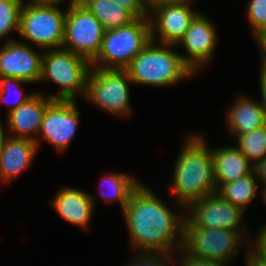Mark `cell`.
<instances>
[{
	"label": "cell",
	"mask_w": 266,
	"mask_h": 266,
	"mask_svg": "<svg viewBox=\"0 0 266 266\" xmlns=\"http://www.w3.org/2000/svg\"><path fill=\"white\" fill-rule=\"evenodd\" d=\"M52 101L43 92L37 91L27 102L9 112L6 119L8 135L36 141L44 112Z\"/></svg>",
	"instance_id": "16"
},
{
	"label": "cell",
	"mask_w": 266,
	"mask_h": 266,
	"mask_svg": "<svg viewBox=\"0 0 266 266\" xmlns=\"http://www.w3.org/2000/svg\"><path fill=\"white\" fill-rule=\"evenodd\" d=\"M246 6L247 21L255 37L260 31L266 30V0H249Z\"/></svg>",
	"instance_id": "26"
},
{
	"label": "cell",
	"mask_w": 266,
	"mask_h": 266,
	"mask_svg": "<svg viewBox=\"0 0 266 266\" xmlns=\"http://www.w3.org/2000/svg\"><path fill=\"white\" fill-rule=\"evenodd\" d=\"M178 256L176 260L178 266H229L222 261L185 256L181 251L178 252Z\"/></svg>",
	"instance_id": "30"
},
{
	"label": "cell",
	"mask_w": 266,
	"mask_h": 266,
	"mask_svg": "<svg viewBox=\"0 0 266 266\" xmlns=\"http://www.w3.org/2000/svg\"><path fill=\"white\" fill-rule=\"evenodd\" d=\"M25 83L29 84L28 82H25L22 79L11 78V77L0 78V104L5 103L6 105H8L7 114L15 110L18 106L27 102L31 97L35 95L36 93L35 91L29 94L23 93L21 87L22 84L25 85ZM10 94L16 96L15 97L16 99L13 98L15 101L13 99L11 101L8 99L12 97Z\"/></svg>",
	"instance_id": "25"
},
{
	"label": "cell",
	"mask_w": 266,
	"mask_h": 266,
	"mask_svg": "<svg viewBox=\"0 0 266 266\" xmlns=\"http://www.w3.org/2000/svg\"><path fill=\"white\" fill-rule=\"evenodd\" d=\"M228 229L194 227L186 218L183 225L181 252L185 256L222 261L227 264L246 246L250 236ZM247 237V238H246Z\"/></svg>",
	"instance_id": "6"
},
{
	"label": "cell",
	"mask_w": 266,
	"mask_h": 266,
	"mask_svg": "<svg viewBox=\"0 0 266 266\" xmlns=\"http://www.w3.org/2000/svg\"><path fill=\"white\" fill-rule=\"evenodd\" d=\"M193 5L160 3L149 9L151 40L176 45L199 14Z\"/></svg>",
	"instance_id": "12"
},
{
	"label": "cell",
	"mask_w": 266,
	"mask_h": 266,
	"mask_svg": "<svg viewBox=\"0 0 266 266\" xmlns=\"http://www.w3.org/2000/svg\"><path fill=\"white\" fill-rule=\"evenodd\" d=\"M253 169L257 179L259 180V183H266V158L257 162Z\"/></svg>",
	"instance_id": "33"
},
{
	"label": "cell",
	"mask_w": 266,
	"mask_h": 266,
	"mask_svg": "<svg viewBox=\"0 0 266 266\" xmlns=\"http://www.w3.org/2000/svg\"><path fill=\"white\" fill-rule=\"evenodd\" d=\"M131 83L125 70L92 67L84 99L111 116L128 118L133 115L129 89Z\"/></svg>",
	"instance_id": "8"
},
{
	"label": "cell",
	"mask_w": 266,
	"mask_h": 266,
	"mask_svg": "<svg viewBox=\"0 0 266 266\" xmlns=\"http://www.w3.org/2000/svg\"><path fill=\"white\" fill-rule=\"evenodd\" d=\"M215 23L204 13H199L191 22L177 47H183L186 54L180 52L183 61L199 74L201 69L212 60L216 45H218V33Z\"/></svg>",
	"instance_id": "13"
},
{
	"label": "cell",
	"mask_w": 266,
	"mask_h": 266,
	"mask_svg": "<svg viewBox=\"0 0 266 266\" xmlns=\"http://www.w3.org/2000/svg\"><path fill=\"white\" fill-rule=\"evenodd\" d=\"M4 131L5 130L3 129V125H2L1 119H0V151L4 145L5 139L8 137L7 131H5L6 133Z\"/></svg>",
	"instance_id": "37"
},
{
	"label": "cell",
	"mask_w": 266,
	"mask_h": 266,
	"mask_svg": "<svg viewBox=\"0 0 266 266\" xmlns=\"http://www.w3.org/2000/svg\"><path fill=\"white\" fill-rule=\"evenodd\" d=\"M100 180V196L98 197L107 204L119 202L122 211L126 207L132 192L141 184L138 178L123 172H106Z\"/></svg>",
	"instance_id": "20"
},
{
	"label": "cell",
	"mask_w": 266,
	"mask_h": 266,
	"mask_svg": "<svg viewBox=\"0 0 266 266\" xmlns=\"http://www.w3.org/2000/svg\"><path fill=\"white\" fill-rule=\"evenodd\" d=\"M29 2L37 4H65L67 2V7L72 6L73 4H78L81 0H29Z\"/></svg>",
	"instance_id": "34"
},
{
	"label": "cell",
	"mask_w": 266,
	"mask_h": 266,
	"mask_svg": "<svg viewBox=\"0 0 266 266\" xmlns=\"http://www.w3.org/2000/svg\"><path fill=\"white\" fill-rule=\"evenodd\" d=\"M129 11L135 18L149 17V9L145 0H111Z\"/></svg>",
	"instance_id": "29"
},
{
	"label": "cell",
	"mask_w": 266,
	"mask_h": 266,
	"mask_svg": "<svg viewBox=\"0 0 266 266\" xmlns=\"http://www.w3.org/2000/svg\"><path fill=\"white\" fill-rule=\"evenodd\" d=\"M212 149L217 189L224 183L238 181L254 171V165L235 146Z\"/></svg>",
	"instance_id": "19"
},
{
	"label": "cell",
	"mask_w": 266,
	"mask_h": 266,
	"mask_svg": "<svg viewBox=\"0 0 266 266\" xmlns=\"http://www.w3.org/2000/svg\"><path fill=\"white\" fill-rule=\"evenodd\" d=\"M145 2L147 4L148 9H150L151 7L157 4L165 2L191 5L193 3V0H145Z\"/></svg>",
	"instance_id": "36"
},
{
	"label": "cell",
	"mask_w": 266,
	"mask_h": 266,
	"mask_svg": "<svg viewBox=\"0 0 266 266\" xmlns=\"http://www.w3.org/2000/svg\"><path fill=\"white\" fill-rule=\"evenodd\" d=\"M246 253L245 266H266V262L256 258L248 249Z\"/></svg>",
	"instance_id": "35"
},
{
	"label": "cell",
	"mask_w": 266,
	"mask_h": 266,
	"mask_svg": "<svg viewBox=\"0 0 266 266\" xmlns=\"http://www.w3.org/2000/svg\"><path fill=\"white\" fill-rule=\"evenodd\" d=\"M235 146L253 164L266 158V125L235 136Z\"/></svg>",
	"instance_id": "23"
},
{
	"label": "cell",
	"mask_w": 266,
	"mask_h": 266,
	"mask_svg": "<svg viewBox=\"0 0 266 266\" xmlns=\"http://www.w3.org/2000/svg\"><path fill=\"white\" fill-rule=\"evenodd\" d=\"M65 10L57 4H37L24 1L20 14L19 36L27 44L42 50L62 48L65 38Z\"/></svg>",
	"instance_id": "7"
},
{
	"label": "cell",
	"mask_w": 266,
	"mask_h": 266,
	"mask_svg": "<svg viewBox=\"0 0 266 266\" xmlns=\"http://www.w3.org/2000/svg\"><path fill=\"white\" fill-rule=\"evenodd\" d=\"M247 247L250 248L249 251L260 260L266 262V225L262 226L261 229L257 232L256 237L254 238V242L252 243L251 239L247 240Z\"/></svg>",
	"instance_id": "28"
},
{
	"label": "cell",
	"mask_w": 266,
	"mask_h": 266,
	"mask_svg": "<svg viewBox=\"0 0 266 266\" xmlns=\"http://www.w3.org/2000/svg\"><path fill=\"white\" fill-rule=\"evenodd\" d=\"M225 113L226 127L233 137L248 133L266 125V116L261 101L249 95H238L233 98Z\"/></svg>",
	"instance_id": "18"
},
{
	"label": "cell",
	"mask_w": 266,
	"mask_h": 266,
	"mask_svg": "<svg viewBox=\"0 0 266 266\" xmlns=\"http://www.w3.org/2000/svg\"><path fill=\"white\" fill-rule=\"evenodd\" d=\"M172 255L176 254L160 251H137L136 257H133L127 266H170L171 264L176 266V259Z\"/></svg>",
	"instance_id": "27"
},
{
	"label": "cell",
	"mask_w": 266,
	"mask_h": 266,
	"mask_svg": "<svg viewBox=\"0 0 266 266\" xmlns=\"http://www.w3.org/2000/svg\"><path fill=\"white\" fill-rule=\"evenodd\" d=\"M37 151L38 145L35 141L8 135L0 151V182H12V179L15 180L29 169Z\"/></svg>",
	"instance_id": "17"
},
{
	"label": "cell",
	"mask_w": 266,
	"mask_h": 266,
	"mask_svg": "<svg viewBox=\"0 0 266 266\" xmlns=\"http://www.w3.org/2000/svg\"><path fill=\"white\" fill-rule=\"evenodd\" d=\"M91 62L72 51L58 48L44 50L40 82H54L57 93H48L53 100H77L85 96ZM80 94V95H79Z\"/></svg>",
	"instance_id": "4"
},
{
	"label": "cell",
	"mask_w": 266,
	"mask_h": 266,
	"mask_svg": "<svg viewBox=\"0 0 266 266\" xmlns=\"http://www.w3.org/2000/svg\"><path fill=\"white\" fill-rule=\"evenodd\" d=\"M80 3L101 22L105 31L126 26L136 19L111 0H81Z\"/></svg>",
	"instance_id": "21"
},
{
	"label": "cell",
	"mask_w": 266,
	"mask_h": 266,
	"mask_svg": "<svg viewBox=\"0 0 266 266\" xmlns=\"http://www.w3.org/2000/svg\"><path fill=\"white\" fill-rule=\"evenodd\" d=\"M150 41L149 17L136 18L126 26L107 30L103 36L100 52L91 62V66L124 70Z\"/></svg>",
	"instance_id": "5"
},
{
	"label": "cell",
	"mask_w": 266,
	"mask_h": 266,
	"mask_svg": "<svg viewBox=\"0 0 266 266\" xmlns=\"http://www.w3.org/2000/svg\"><path fill=\"white\" fill-rule=\"evenodd\" d=\"M259 86L261 93V103L266 116V70L259 69Z\"/></svg>",
	"instance_id": "32"
},
{
	"label": "cell",
	"mask_w": 266,
	"mask_h": 266,
	"mask_svg": "<svg viewBox=\"0 0 266 266\" xmlns=\"http://www.w3.org/2000/svg\"><path fill=\"white\" fill-rule=\"evenodd\" d=\"M76 100H53L46 108L35 141L38 148L44 139L59 153L67 151L80 123Z\"/></svg>",
	"instance_id": "10"
},
{
	"label": "cell",
	"mask_w": 266,
	"mask_h": 266,
	"mask_svg": "<svg viewBox=\"0 0 266 266\" xmlns=\"http://www.w3.org/2000/svg\"><path fill=\"white\" fill-rule=\"evenodd\" d=\"M105 29L81 3L67 7L62 48L92 62L100 52Z\"/></svg>",
	"instance_id": "9"
},
{
	"label": "cell",
	"mask_w": 266,
	"mask_h": 266,
	"mask_svg": "<svg viewBox=\"0 0 266 266\" xmlns=\"http://www.w3.org/2000/svg\"><path fill=\"white\" fill-rule=\"evenodd\" d=\"M262 184L260 190L262 189V192L260 191V193L262 194L261 196H263V200H264V205H266V183H259Z\"/></svg>",
	"instance_id": "38"
},
{
	"label": "cell",
	"mask_w": 266,
	"mask_h": 266,
	"mask_svg": "<svg viewBox=\"0 0 266 266\" xmlns=\"http://www.w3.org/2000/svg\"><path fill=\"white\" fill-rule=\"evenodd\" d=\"M175 47L174 44H161L151 40L124 69L132 84L170 87L193 77L195 73L183 61L180 53L174 50Z\"/></svg>",
	"instance_id": "3"
},
{
	"label": "cell",
	"mask_w": 266,
	"mask_h": 266,
	"mask_svg": "<svg viewBox=\"0 0 266 266\" xmlns=\"http://www.w3.org/2000/svg\"><path fill=\"white\" fill-rule=\"evenodd\" d=\"M30 46L16 39L4 42L0 47V78H17L30 84L40 82L44 50L37 52Z\"/></svg>",
	"instance_id": "14"
},
{
	"label": "cell",
	"mask_w": 266,
	"mask_h": 266,
	"mask_svg": "<svg viewBox=\"0 0 266 266\" xmlns=\"http://www.w3.org/2000/svg\"><path fill=\"white\" fill-rule=\"evenodd\" d=\"M23 4L24 0H0V40L4 38L5 43L15 40L10 36L13 32L19 33Z\"/></svg>",
	"instance_id": "24"
},
{
	"label": "cell",
	"mask_w": 266,
	"mask_h": 266,
	"mask_svg": "<svg viewBox=\"0 0 266 266\" xmlns=\"http://www.w3.org/2000/svg\"><path fill=\"white\" fill-rule=\"evenodd\" d=\"M245 211L222 199L217 193L193 201L185 208V218L200 228L228 229L247 233L242 224Z\"/></svg>",
	"instance_id": "11"
},
{
	"label": "cell",
	"mask_w": 266,
	"mask_h": 266,
	"mask_svg": "<svg viewBox=\"0 0 266 266\" xmlns=\"http://www.w3.org/2000/svg\"><path fill=\"white\" fill-rule=\"evenodd\" d=\"M95 195L74 187H61L51 199L57 214L68 223L87 232L95 209Z\"/></svg>",
	"instance_id": "15"
},
{
	"label": "cell",
	"mask_w": 266,
	"mask_h": 266,
	"mask_svg": "<svg viewBox=\"0 0 266 266\" xmlns=\"http://www.w3.org/2000/svg\"><path fill=\"white\" fill-rule=\"evenodd\" d=\"M253 38L260 49L259 51L261 52V65L259 64V69L266 70V30L260 31Z\"/></svg>",
	"instance_id": "31"
},
{
	"label": "cell",
	"mask_w": 266,
	"mask_h": 266,
	"mask_svg": "<svg viewBox=\"0 0 266 266\" xmlns=\"http://www.w3.org/2000/svg\"><path fill=\"white\" fill-rule=\"evenodd\" d=\"M206 140V141H205ZM203 134H187L173 168L170 189L175 206L185 212L193 201L216 193L213 154Z\"/></svg>",
	"instance_id": "2"
},
{
	"label": "cell",
	"mask_w": 266,
	"mask_h": 266,
	"mask_svg": "<svg viewBox=\"0 0 266 266\" xmlns=\"http://www.w3.org/2000/svg\"><path fill=\"white\" fill-rule=\"evenodd\" d=\"M259 186V180L253 171L238 181L235 180L222 184L216 193L222 199L229 201L234 206L242 208L246 212L249 203L258 195Z\"/></svg>",
	"instance_id": "22"
},
{
	"label": "cell",
	"mask_w": 266,
	"mask_h": 266,
	"mask_svg": "<svg viewBox=\"0 0 266 266\" xmlns=\"http://www.w3.org/2000/svg\"><path fill=\"white\" fill-rule=\"evenodd\" d=\"M181 213L174 212L141 183L122 211L133 250L177 254L182 248L185 220V212Z\"/></svg>",
	"instance_id": "1"
}]
</instances>
